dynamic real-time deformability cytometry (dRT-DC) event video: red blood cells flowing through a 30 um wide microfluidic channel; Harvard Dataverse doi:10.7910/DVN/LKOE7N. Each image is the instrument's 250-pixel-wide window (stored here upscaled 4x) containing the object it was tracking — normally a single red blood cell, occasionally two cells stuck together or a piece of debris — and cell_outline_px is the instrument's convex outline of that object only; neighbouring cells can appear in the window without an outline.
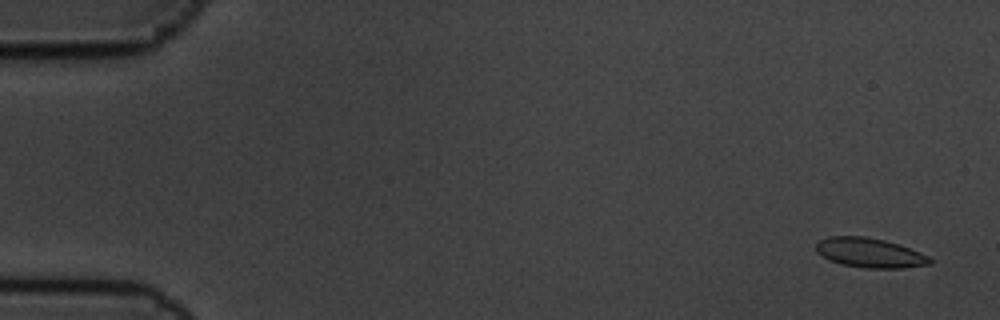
{"species": "common noctule bat (a hibernating species)", "species_latin": "Nyctalus noctula", "temperature_condition": "cold", "stored_images_in_passage": 8, "camera_frame_rate_fps": 3000, "um_per_image_px": 0.085, "animal": {"sex": "male", "body_mass_g": 19.5, "forearm_length_mm": 54.6}, "frame": {"image": 1, "passage_image": 1, "time_ms": 0.0, "image_size_px": [1000, 320], "cell_outline_px": [[932, 264], [904, 268], [868, 268], [844, 264], [828, 260], [816, 252], [816, 244], [820, 240], [828, 236], [864, 236], [884, 240], [900, 244], [920, 252], [928, 256], [932, 260]], "centroid_in_image_um": [73.94, 21.48], "position_along_channel_um": 11.1, "area_um2": 19.65}}
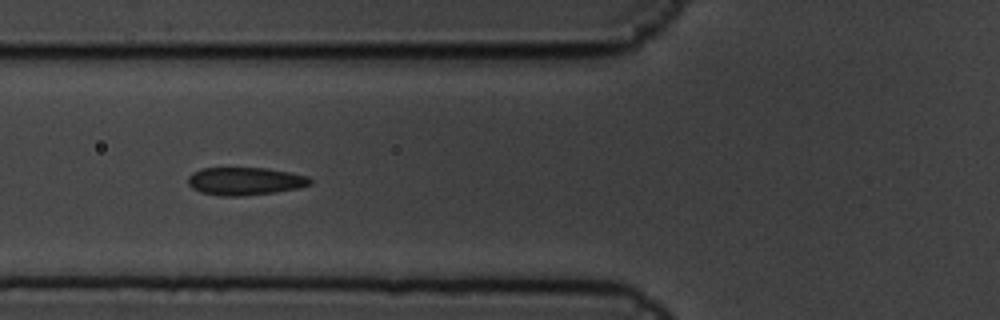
{"frame": {"image": 2, "passage_image": 7, "time_ms": 2.0, "image_size_px": [1000, 320], "cell_outline_px": [[312, 184], [300, 188], [244, 196], [220, 196], [200, 192], [192, 188], [188, 184], [188, 176], [192, 172], [200, 168], [264, 168], [288, 172], [308, 176], [312, 180]], "centroid_in_image_um": [20.8, 15.4], "position_along_channel_um": 105.0, "area_um2": 19.88}}
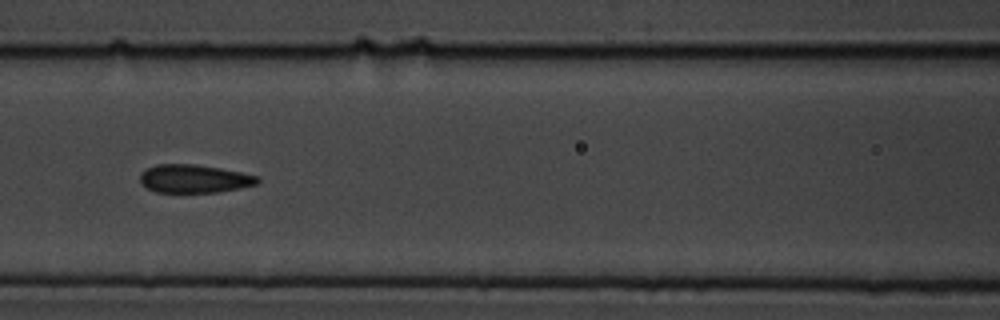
{"frame": {"image": 3, "passage_image": 8, "time_ms": 2.333, "image_size_px": [1000, 320], "cell_outline_px": [[260, 180], [256, 184], [240, 188], [216, 192], [156, 192], [148, 188], [140, 180], [140, 172], [156, 164], [196, 164], [220, 168], [240, 172], [256, 176]], "centroid_in_image_um": [16.49, 15.18], "position_along_channel_um": 150.1, "area_um2": 19.13}}